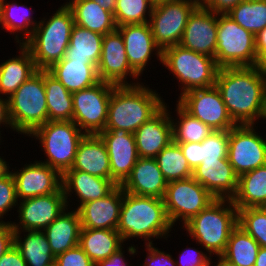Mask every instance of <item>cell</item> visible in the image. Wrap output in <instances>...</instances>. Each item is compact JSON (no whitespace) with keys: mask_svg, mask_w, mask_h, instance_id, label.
I'll return each mask as SVG.
<instances>
[{"mask_svg":"<svg viewBox=\"0 0 266 266\" xmlns=\"http://www.w3.org/2000/svg\"><path fill=\"white\" fill-rule=\"evenodd\" d=\"M2 126L7 127L6 129H12L13 131L12 123L9 116L8 98H3V96H0V129L2 128ZM0 132L2 131L0 130Z\"/></svg>","mask_w":266,"mask_h":266,"instance_id":"cell-53","label":"cell"},{"mask_svg":"<svg viewBox=\"0 0 266 266\" xmlns=\"http://www.w3.org/2000/svg\"><path fill=\"white\" fill-rule=\"evenodd\" d=\"M227 15L247 31L256 35L266 27V1L244 0Z\"/></svg>","mask_w":266,"mask_h":266,"instance_id":"cell-40","label":"cell"},{"mask_svg":"<svg viewBox=\"0 0 266 266\" xmlns=\"http://www.w3.org/2000/svg\"><path fill=\"white\" fill-rule=\"evenodd\" d=\"M114 87V84L100 81L90 88L72 93V121L85 134H99L104 131Z\"/></svg>","mask_w":266,"mask_h":266,"instance_id":"cell-12","label":"cell"},{"mask_svg":"<svg viewBox=\"0 0 266 266\" xmlns=\"http://www.w3.org/2000/svg\"><path fill=\"white\" fill-rule=\"evenodd\" d=\"M18 202V222H10L14 230L22 231H43L68 208L64 193L31 197Z\"/></svg>","mask_w":266,"mask_h":266,"instance_id":"cell-16","label":"cell"},{"mask_svg":"<svg viewBox=\"0 0 266 266\" xmlns=\"http://www.w3.org/2000/svg\"><path fill=\"white\" fill-rule=\"evenodd\" d=\"M116 186L111 179L96 177L79 170H67L62 175V189L69 209L73 208L69 204L73 193L77 196L76 199L79 202L74 209H78L86 202L105 197Z\"/></svg>","mask_w":266,"mask_h":266,"instance_id":"cell-24","label":"cell"},{"mask_svg":"<svg viewBox=\"0 0 266 266\" xmlns=\"http://www.w3.org/2000/svg\"><path fill=\"white\" fill-rule=\"evenodd\" d=\"M192 177L216 199H232L236 194L238 176L228 158L219 161H203L193 170Z\"/></svg>","mask_w":266,"mask_h":266,"instance_id":"cell-23","label":"cell"},{"mask_svg":"<svg viewBox=\"0 0 266 266\" xmlns=\"http://www.w3.org/2000/svg\"><path fill=\"white\" fill-rule=\"evenodd\" d=\"M9 116L13 131L29 136L48 121L43 70H38L9 98Z\"/></svg>","mask_w":266,"mask_h":266,"instance_id":"cell-7","label":"cell"},{"mask_svg":"<svg viewBox=\"0 0 266 266\" xmlns=\"http://www.w3.org/2000/svg\"><path fill=\"white\" fill-rule=\"evenodd\" d=\"M47 71L71 93L90 88L100 82L97 67L84 61L60 60Z\"/></svg>","mask_w":266,"mask_h":266,"instance_id":"cell-29","label":"cell"},{"mask_svg":"<svg viewBox=\"0 0 266 266\" xmlns=\"http://www.w3.org/2000/svg\"><path fill=\"white\" fill-rule=\"evenodd\" d=\"M257 59L266 53V27L255 35Z\"/></svg>","mask_w":266,"mask_h":266,"instance_id":"cell-54","label":"cell"},{"mask_svg":"<svg viewBox=\"0 0 266 266\" xmlns=\"http://www.w3.org/2000/svg\"><path fill=\"white\" fill-rule=\"evenodd\" d=\"M238 225L266 248V210L263 207L238 209Z\"/></svg>","mask_w":266,"mask_h":266,"instance_id":"cell-42","label":"cell"},{"mask_svg":"<svg viewBox=\"0 0 266 266\" xmlns=\"http://www.w3.org/2000/svg\"><path fill=\"white\" fill-rule=\"evenodd\" d=\"M167 103L133 134L139 157L155 158L173 141L171 113Z\"/></svg>","mask_w":266,"mask_h":266,"instance_id":"cell-21","label":"cell"},{"mask_svg":"<svg viewBox=\"0 0 266 266\" xmlns=\"http://www.w3.org/2000/svg\"><path fill=\"white\" fill-rule=\"evenodd\" d=\"M10 169L8 161H5V158L0 156V179L7 176L11 172Z\"/></svg>","mask_w":266,"mask_h":266,"instance_id":"cell-57","label":"cell"},{"mask_svg":"<svg viewBox=\"0 0 266 266\" xmlns=\"http://www.w3.org/2000/svg\"><path fill=\"white\" fill-rule=\"evenodd\" d=\"M145 251L147 256L145 263L139 266H177L175 259L172 258L171 254L161 251L158 247H154V244H145Z\"/></svg>","mask_w":266,"mask_h":266,"instance_id":"cell-47","label":"cell"},{"mask_svg":"<svg viewBox=\"0 0 266 266\" xmlns=\"http://www.w3.org/2000/svg\"><path fill=\"white\" fill-rule=\"evenodd\" d=\"M69 2H65L62 5H68L70 2H73L74 0H68Z\"/></svg>","mask_w":266,"mask_h":266,"instance_id":"cell-61","label":"cell"},{"mask_svg":"<svg viewBox=\"0 0 266 266\" xmlns=\"http://www.w3.org/2000/svg\"><path fill=\"white\" fill-rule=\"evenodd\" d=\"M216 260H218V261H216L217 264H216V262L214 263V266H230V265H227V264L223 263L219 258H217Z\"/></svg>","mask_w":266,"mask_h":266,"instance_id":"cell-59","label":"cell"},{"mask_svg":"<svg viewBox=\"0 0 266 266\" xmlns=\"http://www.w3.org/2000/svg\"><path fill=\"white\" fill-rule=\"evenodd\" d=\"M74 23L80 27L105 35L117 29L114 14L93 0H74L67 5Z\"/></svg>","mask_w":266,"mask_h":266,"instance_id":"cell-30","label":"cell"},{"mask_svg":"<svg viewBox=\"0 0 266 266\" xmlns=\"http://www.w3.org/2000/svg\"><path fill=\"white\" fill-rule=\"evenodd\" d=\"M256 67L259 69L261 75L266 79V53L258 59Z\"/></svg>","mask_w":266,"mask_h":266,"instance_id":"cell-58","label":"cell"},{"mask_svg":"<svg viewBox=\"0 0 266 266\" xmlns=\"http://www.w3.org/2000/svg\"><path fill=\"white\" fill-rule=\"evenodd\" d=\"M172 228L163 199L123 191L117 231L124 243L132 238H141L145 241L143 244L153 243L151 239L167 240Z\"/></svg>","mask_w":266,"mask_h":266,"instance_id":"cell-2","label":"cell"},{"mask_svg":"<svg viewBox=\"0 0 266 266\" xmlns=\"http://www.w3.org/2000/svg\"><path fill=\"white\" fill-rule=\"evenodd\" d=\"M2 134H1V132H0V145H1V143H2V140H1V137L3 138V136H1Z\"/></svg>","mask_w":266,"mask_h":266,"instance_id":"cell-63","label":"cell"},{"mask_svg":"<svg viewBox=\"0 0 266 266\" xmlns=\"http://www.w3.org/2000/svg\"><path fill=\"white\" fill-rule=\"evenodd\" d=\"M97 2L103 9L114 14L117 0H93Z\"/></svg>","mask_w":266,"mask_h":266,"instance_id":"cell-55","label":"cell"},{"mask_svg":"<svg viewBox=\"0 0 266 266\" xmlns=\"http://www.w3.org/2000/svg\"><path fill=\"white\" fill-rule=\"evenodd\" d=\"M177 103L213 130H230L237 124L230 117L216 86L193 89L178 96Z\"/></svg>","mask_w":266,"mask_h":266,"instance_id":"cell-14","label":"cell"},{"mask_svg":"<svg viewBox=\"0 0 266 266\" xmlns=\"http://www.w3.org/2000/svg\"><path fill=\"white\" fill-rule=\"evenodd\" d=\"M117 29L123 38L128 62L139 76L154 54L162 62V49L156 44L149 23L121 25Z\"/></svg>","mask_w":266,"mask_h":266,"instance_id":"cell-20","label":"cell"},{"mask_svg":"<svg viewBox=\"0 0 266 266\" xmlns=\"http://www.w3.org/2000/svg\"><path fill=\"white\" fill-rule=\"evenodd\" d=\"M47 266H58V264L54 261L52 264H49Z\"/></svg>","mask_w":266,"mask_h":266,"instance_id":"cell-60","label":"cell"},{"mask_svg":"<svg viewBox=\"0 0 266 266\" xmlns=\"http://www.w3.org/2000/svg\"><path fill=\"white\" fill-rule=\"evenodd\" d=\"M215 62L222 67H254L257 65L255 35L227 14H218Z\"/></svg>","mask_w":266,"mask_h":266,"instance_id":"cell-9","label":"cell"},{"mask_svg":"<svg viewBox=\"0 0 266 266\" xmlns=\"http://www.w3.org/2000/svg\"><path fill=\"white\" fill-rule=\"evenodd\" d=\"M122 203L123 188L117 185L105 197L82 204L77 209L82 228L117 230Z\"/></svg>","mask_w":266,"mask_h":266,"instance_id":"cell-22","label":"cell"},{"mask_svg":"<svg viewBox=\"0 0 266 266\" xmlns=\"http://www.w3.org/2000/svg\"><path fill=\"white\" fill-rule=\"evenodd\" d=\"M260 245L242 227L231 232L225 252L219 259L230 266H254Z\"/></svg>","mask_w":266,"mask_h":266,"instance_id":"cell-36","label":"cell"},{"mask_svg":"<svg viewBox=\"0 0 266 266\" xmlns=\"http://www.w3.org/2000/svg\"><path fill=\"white\" fill-rule=\"evenodd\" d=\"M232 202L237 209L263 207L266 204V165L238 177Z\"/></svg>","mask_w":266,"mask_h":266,"instance_id":"cell-34","label":"cell"},{"mask_svg":"<svg viewBox=\"0 0 266 266\" xmlns=\"http://www.w3.org/2000/svg\"><path fill=\"white\" fill-rule=\"evenodd\" d=\"M45 18L40 20L32 36L24 43L38 70H47L64 57L75 24L67 5H61L53 15Z\"/></svg>","mask_w":266,"mask_h":266,"instance_id":"cell-5","label":"cell"},{"mask_svg":"<svg viewBox=\"0 0 266 266\" xmlns=\"http://www.w3.org/2000/svg\"><path fill=\"white\" fill-rule=\"evenodd\" d=\"M14 245V229L11 222H0V257Z\"/></svg>","mask_w":266,"mask_h":266,"instance_id":"cell-50","label":"cell"},{"mask_svg":"<svg viewBox=\"0 0 266 266\" xmlns=\"http://www.w3.org/2000/svg\"><path fill=\"white\" fill-rule=\"evenodd\" d=\"M167 185L155 158L139 157L121 187L130 194L163 199Z\"/></svg>","mask_w":266,"mask_h":266,"instance_id":"cell-25","label":"cell"},{"mask_svg":"<svg viewBox=\"0 0 266 266\" xmlns=\"http://www.w3.org/2000/svg\"><path fill=\"white\" fill-rule=\"evenodd\" d=\"M98 135L108 151L111 180L121 186L139 159L134 134L124 129H104Z\"/></svg>","mask_w":266,"mask_h":266,"instance_id":"cell-18","label":"cell"},{"mask_svg":"<svg viewBox=\"0 0 266 266\" xmlns=\"http://www.w3.org/2000/svg\"><path fill=\"white\" fill-rule=\"evenodd\" d=\"M124 247L112 254L108 259L98 261L95 266H130L128 259L125 258Z\"/></svg>","mask_w":266,"mask_h":266,"instance_id":"cell-52","label":"cell"},{"mask_svg":"<svg viewBox=\"0 0 266 266\" xmlns=\"http://www.w3.org/2000/svg\"><path fill=\"white\" fill-rule=\"evenodd\" d=\"M155 160L168 183L192 177L193 170L183 156L180 146L174 141L166 146Z\"/></svg>","mask_w":266,"mask_h":266,"instance_id":"cell-39","label":"cell"},{"mask_svg":"<svg viewBox=\"0 0 266 266\" xmlns=\"http://www.w3.org/2000/svg\"><path fill=\"white\" fill-rule=\"evenodd\" d=\"M217 29L218 13L199 4L188 18L179 45L215 58Z\"/></svg>","mask_w":266,"mask_h":266,"instance_id":"cell-19","label":"cell"},{"mask_svg":"<svg viewBox=\"0 0 266 266\" xmlns=\"http://www.w3.org/2000/svg\"><path fill=\"white\" fill-rule=\"evenodd\" d=\"M85 135L73 121H47L29 137L39 141L46 155V159L40 162L63 175L71 169L78 145Z\"/></svg>","mask_w":266,"mask_h":266,"instance_id":"cell-8","label":"cell"},{"mask_svg":"<svg viewBox=\"0 0 266 266\" xmlns=\"http://www.w3.org/2000/svg\"><path fill=\"white\" fill-rule=\"evenodd\" d=\"M18 206L15 181L12 173L0 179V222H4V215Z\"/></svg>","mask_w":266,"mask_h":266,"instance_id":"cell-44","label":"cell"},{"mask_svg":"<svg viewBox=\"0 0 266 266\" xmlns=\"http://www.w3.org/2000/svg\"><path fill=\"white\" fill-rule=\"evenodd\" d=\"M215 86L230 117L237 125H255L260 122L259 120H263L266 107V79L256 66L219 68Z\"/></svg>","mask_w":266,"mask_h":266,"instance_id":"cell-1","label":"cell"},{"mask_svg":"<svg viewBox=\"0 0 266 266\" xmlns=\"http://www.w3.org/2000/svg\"><path fill=\"white\" fill-rule=\"evenodd\" d=\"M13 170L11 173L18 201L52 193H64L62 175L45 163L35 160L33 163L24 164L18 170L15 168Z\"/></svg>","mask_w":266,"mask_h":266,"instance_id":"cell-17","label":"cell"},{"mask_svg":"<svg viewBox=\"0 0 266 266\" xmlns=\"http://www.w3.org/2000/svg\"><path fill=\"white\" fill-rule=\"evenodd\" d=\"M244 0H200V4L218 14H227L233 7Z\"/></svg>","mask_w":266,"mask_h":266,"instance_id":"cell-49","label":"cell"},{"mask_svg":"<svg viewBox=\"0 0 266 266\" xmlns=\"http://www.w3.org/2000/svg\"><path fill=\"white\" fill-rule=\"evenodd\" d=\"M165 209L172 226L191 218L207 208L216 198L193 177L169 182L163 198Z\"/></svg>","mask_w":266,"mask_h":266,"instance_id":"cell-11","label":"cell"},{"mask_svg":"<svg viewBox=\"0 0 266 266\" xmlns=\"http://www.w3.org/2000/svg\"><path fill=\"white\" fill-rule=\"evenodd\" d=\"M254 127L243 124L230 129L228 160L238 177L266 165V138Z\"/></svg>","mask_w":266,"mask_h":266,"instance_id":"cell-13","label":"cell"},{"mask_svg":"<svg viewBox=\"0 0 266 266\" xmlns=\"http://www.w3.org/2000/svg\"><path fill=\"white\" fill-rule=\"evenodd\" d=\"M70 170L111 179L110 160L104 141L98 134H86L80 141Z\"/></svg>","mask_w":266,"mask_h":266,"instance_id":"cell-26","label":"cell"},{"mask_svg":"<svg viewBox=\"0 0 266 266\" xmlns=\"http://www.w3.org/2000/svg\"><path fill=\"white\" fill-rule=\"evenodd\" d=\"M254 266H266V248L260 247Z\"/></svg>","mask_w":266,"mask_h":266,"instance_id":"cell-56","label":"cell"},{"mask_svg":"<svg viewBox=\"0 0 266 266\" xmlns=\"http://www.w3.org/2000/svg\"><path fill=\"white\" fill-rule=\"evenodd\" d=\"M55 262L58 266H95L79 245L57 255Z\"/></svg>","mask_w":266,"mask_h":266,"instance_id":"cell-45","label":"cell"},{"mask_svg":"<svg viewBox=\"0 0 266 266\" xmlns=\"http://www.w3.org/2000/svg\"><path fill=\"white\" fill-rule=\"evenodd\" d=\"M199 248L186 247L180 253L179 260H175L177 266H210L213 261L209 253L198 250Z\"/></svg>","mask_w":266,"mask_h":266,"instance_id":"cell-46","label":"cell"},{"mask_svg":"<svg viewBox=\"0 0 266 266\" xmlns=\"http://www.w3.org/2000/svg\"><path fill=\"white\" fill-rule=\"evenodd\" d=\"M43 82L46 92L48 121H72V93L47 70H43Z\"/></svg>","mask_w":266,"mask_h":266,"instance_id":"cell-37","label":"cell"},{"mask_svg":"<svg viewBox=\"0 0 266 266\" xmlns=\"http://www.w3.org/2000/svg\"><path fill=\"white\" fill-rule=\"evenodd\" d=\"M29 8L25 4H17L14 1L7 3V0H1L0 26L15 35L16 44H24L40 22L34 19L31 13L32 7Z\"/></svg>","mask_w":266,"mask_h":266,"instance_id":"cell-33","label":"cell"},{"mask_svg":"<svg viewBox=\"0 0 266 266\" xmlns=\"http://www.w3.org/2000/svg\"><path fill=\"white\" fill-rule=\"evenodd\" d=\"M156 92L143 82L115 86L109 101L105 129H124L134 133L165 105L160 93Z\"/></svg>","mask_w":266,"mask_h":266,"instance_id":"cell-3","label":"cell"},{"mask_svg":"<svg viewBox=\"0 0 266 266\" xmlns=\"http://www.w3.org/2000/svg\"><path fill=\"white\" fill-rule=\"evenodd\" d=\"M154 3L153 0H117L114 10V19L117 27L128 24L148 23Z\"/></svg>","mask_w":266,"mask_h":266,"instance_id":"cell-41","label":"cell"},{"mask_svg":"<svg viewBox=\"0 0 266 266\" xmlns=\"http://www.w3.org/2000/svg\"><path fill=\"white\" fill-rule=\"evenodd\" d=\"M0 266H27L20 251L13 245L0 257Z\"/></svg>","mask_w":266,"mask_h":266,"instance_id":"cell-51","label":"cell"},{"mask_svg":"<svg viewBox=\"0 0 266 266\" xmlns=\"http://www.w3.org/2000/svg\"><path fill=\"white\" fill-rule=\"evenodd\" d=\"M103 36L74 24L69 46L61 60L84 61L97 67L101 57Z\"/></svg>","mask_w":266,"mask_h":266,"instance_id":"cell-32","label":"cell"},{"mask_svg":"<svg viewBox=\"0 0 266 266\" xmlns=\"http://www.w3.org/2000/svg\"><path fill=\"white\" fill-rule=\"evenodd\" d=\"M97 73L100 81L111 83L115 86L141 83L138 81L141 80L140 76L131 68L128 62L124 41L118 29L103 36ZM128 76L132 79L134 78V83L133 81H127Z\"/></svg>","mask_w":266,"mask_h":266,"instance_id":"cell-15","label":"cell"},{"mask_svg":"<svg viewBox=\"0 0 266 266\" xmlns=\"http://www.w3.org/2000/svg\"><path fill=\"white\" fill-rule=\"evenodd\" d=\"M200 0H162L154 3L149 25L156 44L163 50L179 45L188 18Z\"/></svg>","mask_w":266,"mask_h":266,"instance_id":"cell-10","label":"cell"},{"mask_svg":"<svg viewBox=\"0 0 266 266\" xmlns=\"http://www.w3.org/2000/svg\"><path fill=\"white\" fill-rule=\"evenodd\" d=\"M263 120H266V107H265V114Z\"/></svg>","mask_w":266,"mask_h":266,"instance_id":"cell-62","label":"cell"},{"mask_svg":"<svg viewBox=\"0 0 266 266\" xmlns=\"http://www.w3.org/2000/svg\"><path fill=\"white\" fill-rule=\"evenodd\" d=\"M183 153V156L186 158L190 168L194 170L197 166L200 165V148L201 143H180L178 144Z\"/></svg>","mask_w":266,"mask_h":266,"instance_id":"cell-48","label":"cell"},{"mask_svg":"<svg viewBox=\"0 0 266 266\" xmlns=\"http://www.w3.org/2000/svg\"><path fill=\"white\" fill-rule=\"evenodd\" d=\"M14 246L20 251L27 266H47L55 261L43 231L14 230Z\"/></svg>","mask_w":266,"mask_h":266,"instance_id":"cell-35","label":"cell"},{"mask_svg":"<svg viewBox=\"0 0 266 266\" xmlns=\"http://www.w3.org/2000/svg\"><path fill=\"white\" fill-rule=\"evenodd\" d=\"M18 46L19 56L0 63V96L6 98L38 71L30 50L24 44Z\"/></svg>","mask_w":266,"mask_h":266,"instance_id":"cell-28","label":"cell"},{"mask_svg":"<svg viewBox=\"0 0 266 266\" xmlns=\"http://www.w3.org/2000/svg\"><path fill=\"white\" fill-rule=\"evenodd\" d=\"M176 119L171 115L173 126V141L176 144L180 143H201L214 130L191 116L178 103L176 104ZM178 119V120H177Z\"/></svg>","mask_w":266,"mask_h":266,"instance_id":"cell-38","label":"cell"},{"mask_svg":"<svg viewBox=\"0 0 266 266\" xmlns=\"http://www.w3.org/2000/svg\"><path fill=\"white\" fill-rule=\"evenodd\" d=\"M68 209L43 230L55 257L79 244L80 215L77 209Z\"/></svg>","mask_w":266,"mask_h":266,"instance_id":"cell-27","label":"cell"},{"mask_svg":"<svg viewBox=\"0 0 266 266\" xmlns=\"http://www.w3.org/2000/svg\"><path fill=\"white\" fill-rule=\"evenodd\" d=\"M78 245L96 264L122 248L124 241L117 230L82 228Z\"/></svg>","mask_w":266,"mask_h":266,"instance_id":"cell-31","label":"cell"},{"mask_svg":"<svg viewBox=\"0 0 266 266\" xmlns=\"http://www.w3.org/2000/svg\"><path fill=\"white\" fill-rule=\"evenodd\" d=\"M238 225V209L231 199H216L182 227L192 241L218 258L225 252L232 230Z\"/></svg>","mask_w":266,"mask_h":266,"instance_id":"cell-4","label":"cell"},{"mask_svg":"<svg viewBox=\"0 0 266 266\" xmlns=\"http://www.w3.org/2000/svg\"><path fill=\"white\" fill-rule=\"evenodd\" d=\"M230 130H214L201 142L200 164L228 158Z\"/></svg>","mask_w":266,"mask_h":266,"instance_id":"cell-43","label":"cell"},{"mask_svg":"<svg viewBox=\"0 0 266 266\" xmlns=\"http://www.w3.org/2000/svg\"><path fill=\"white\" fill-rule=\"evenodd\" d=\"M161 63L179 81L180 96L193 89L215 86L219 67L213 57L173 45L162 50Z\"/></svg>","mask_w":266,"mask_h":266,"instance_id":"cell-6","label":"cell"}]
</instances>
